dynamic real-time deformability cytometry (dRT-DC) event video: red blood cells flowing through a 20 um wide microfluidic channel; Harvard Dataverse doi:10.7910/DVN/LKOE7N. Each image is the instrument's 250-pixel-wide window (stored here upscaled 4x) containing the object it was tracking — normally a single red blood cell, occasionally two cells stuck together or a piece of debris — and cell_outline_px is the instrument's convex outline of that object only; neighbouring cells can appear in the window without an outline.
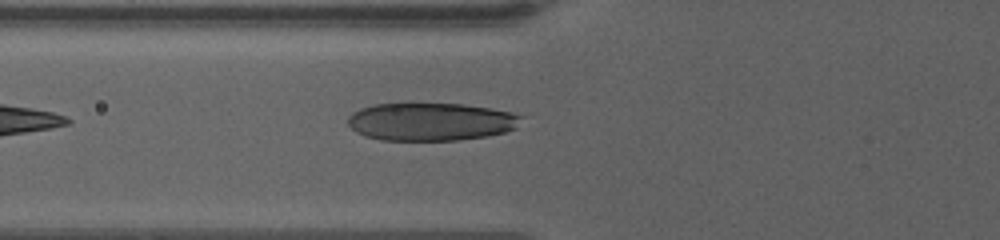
{"species": "human", "species_latin": "Homo sapiens", "temperature_condition": "warm", "stored_images_in_passage": 4, "camera_frame_rate_fps": 3000, "um_per_image_px": 0.085, "donor": {"sex": "female"}, "frame": {"image": 1, "passage_image": 4, "time_ms": 3.333, "image_size_px": [1000, 240], "cell_outline_px": [[524, 116], [516, 128], [504, 132], [488, 136], [456, 140], [380, 140], [364, 136], [356, 132], [348, 124], [348, 116], [352, 112], [360, 108], [376, 104], [464, 104], [512, 112]], "centroid_in_image_um": [36.62, 10.35], "position_along_channel_um": 89.2, "area_um2": 38.32}}